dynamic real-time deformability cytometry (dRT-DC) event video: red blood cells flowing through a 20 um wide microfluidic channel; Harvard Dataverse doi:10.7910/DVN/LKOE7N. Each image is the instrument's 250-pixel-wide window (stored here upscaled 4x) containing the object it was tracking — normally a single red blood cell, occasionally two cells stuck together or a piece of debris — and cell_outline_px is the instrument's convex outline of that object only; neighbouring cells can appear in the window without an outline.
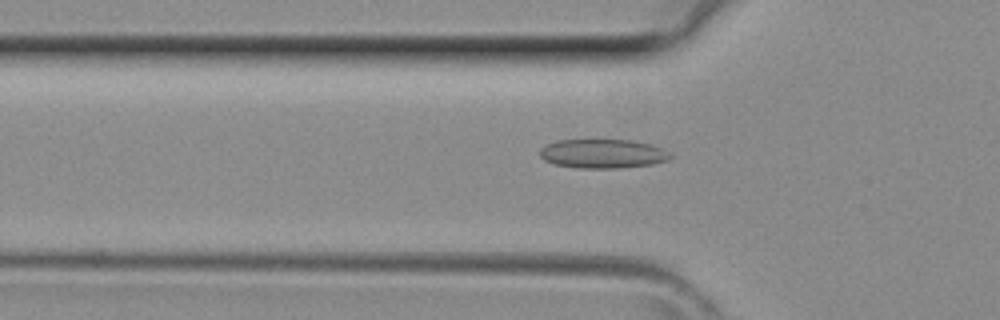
{"species": "common noctule bat (a hibernating species)", "species_latin": "Nyctalus noctula", "temperature_condition": "room temperature", "stored_images_in_passage": 42, "camera_frame_rate_fps": 3000, "um_per_image_px": 0.085, "animal": {"sex": "female", "body_mass_g": 29.2, "forearm_length_mm": 56.3}, "frame": {"image": 1, "passage_image": 13, "time_ms": 4.0, "image_size_px": [1000, 320], "cell_outline_px": [[672, 156], [668, 160], [652, 164], [616, 168], [580, 168], [556, 164], [544, 160], [540, 156], [540, 148], [556, 140], [632, 140], [648, 144], [672, 152]], "centroid_in_image_um": [51.24, 13.06], "position_along_channel_um": 74.6, "area_um2": 21.96}}
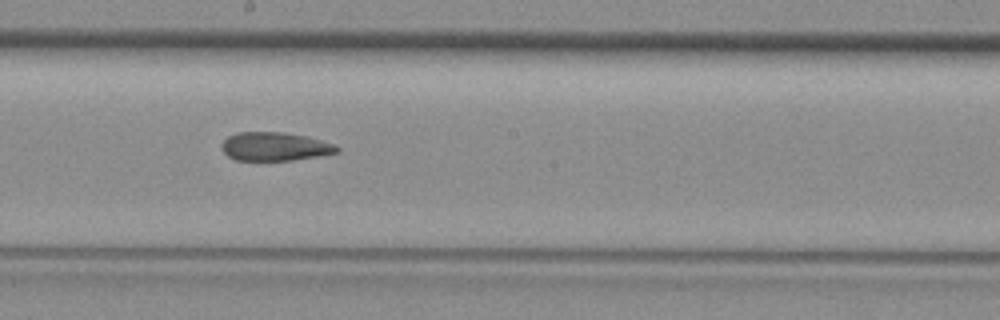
{"frame": {"image": 2, "passage_image": 22, "time_ms": 7.0, "image_size_px": [1000, 320], "cell_outline_px": [[340, 152], [320, 156], [292, 160], [236, 160], [228, 156], [220, 148], [220, 144], [228, 136], [236, 132], [280, 132], [308, 136], [332, 144], [340, 148]], "centroid_in_image_um": [23.34, 12.45], "position_along_channel_um": 224.9, "area_um2": 19.25}}
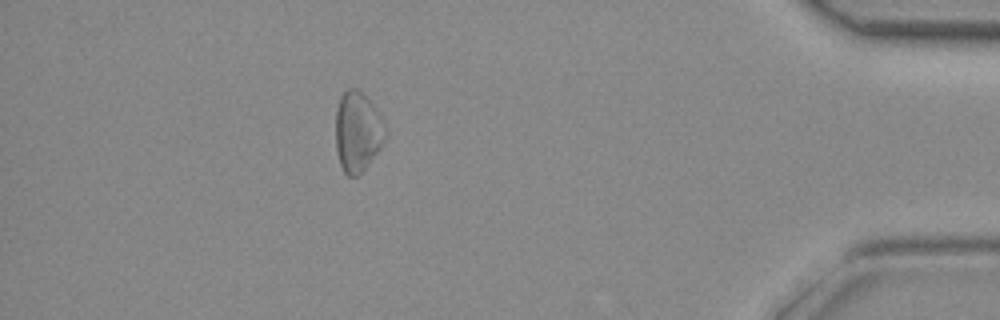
{"frame": {"image": 3, "passage_image": 36, "time_ms": 11.667, "image_size_px": [1000, 320], "cell_outline_px": [[388, 132], [380, 148], [364, 168], [356, 176], [348, 176], [344, 172], [340, 164], [336, 148], [336, 108], [340, 96], [348, 88], [356, 88], [372, 104]], "centroid_in_image_um": [30.37, 11.19], "position_along_channel_um": 404.8, "area_um2": 22.77}}